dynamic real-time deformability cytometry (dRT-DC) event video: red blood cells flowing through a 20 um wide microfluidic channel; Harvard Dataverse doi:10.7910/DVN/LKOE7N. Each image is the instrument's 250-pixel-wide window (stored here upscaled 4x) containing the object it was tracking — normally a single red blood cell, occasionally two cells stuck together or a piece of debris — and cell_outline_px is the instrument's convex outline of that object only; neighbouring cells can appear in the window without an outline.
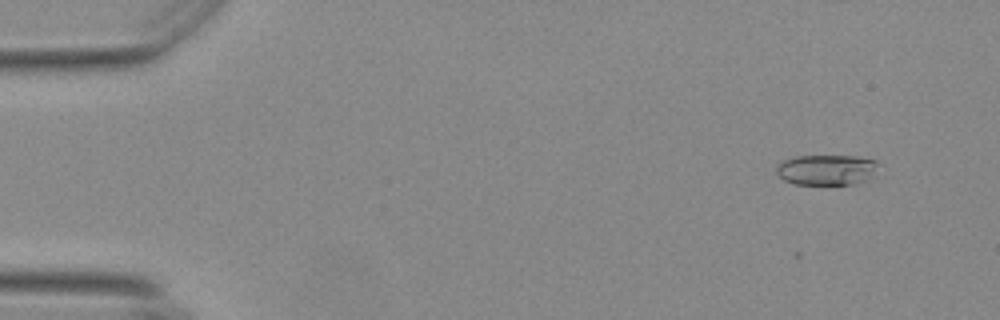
{"species": "Egyptian fruit bat (a non-hibernating species)", "species_latin": "Rousettus aegyptiacus", "temperature_condition": "warm", "stored_images_in_passage": 54, "camera_frame_rate_fps": 3000, "um_per_image_px": 0.085, "animal": {"sex": "female"}, "frame": {"image": 1, "passage_image": 2, "time_ms": 0.333, "image_size_px": [1000, 320], "cell_outline_px": [[884, 164], [864, 180], [856, 184], [792, 184], [784, 180], [776, 172], [776, 168], [784, 160], [796, 156], [856, 156], [876, 160]], "centroid_in_image_um": [70.3, 14.42], "position_along_channel_um": 14.7, "area_um2": 18.15}}
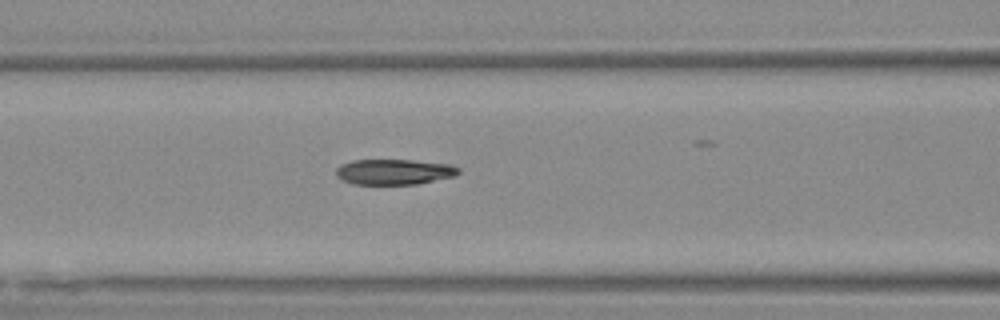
{"frame": {"image": 2, "passage_image": 21, "time_ms": 6.667, "image_size_px": [1000, 320], "cell_outline_px": [[460, 172], [456, 176], [416, 184], [352, 184], [336, 176], [336, 168], [340, 164], [352, 160], [412, 160], [452, 164], [460, 168]], "centroid_in_image_um": [33.52, 14.6], "position_along_channel_um": 133.1, "area_um2": 18.32}}
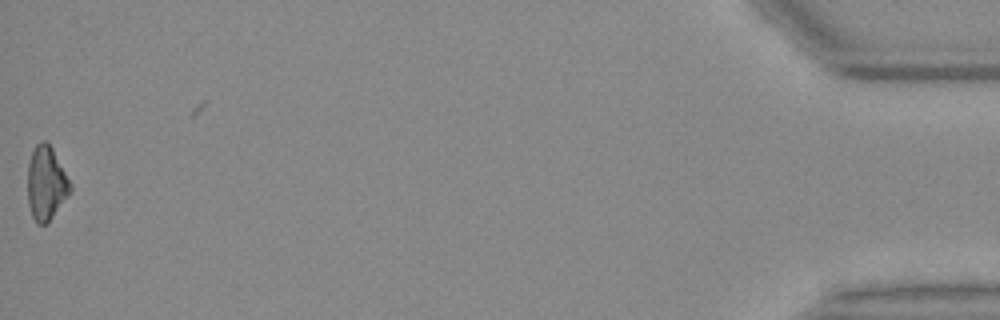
{"frame": {"image": 3, "passage_image": 53, "time_ms": 17.333, "image_size_px": [1000, 320], "cell_outline_px": [[72, 192], [52, 216], [44, 224], [36, 224], [32, 216], [28, 204], [28, 164], [32, 152], [36, 144], [40, 140], [44, 140], [52, 148], [72, 184]], "centroid_in_image_um": [3.93, 15.57], "position_along_channel_um": 431.3, "area_um2": 18.26}, "authors_computed_cell_mechanics": {"area_um2": 18.7272, "velocity_mm_per_s": 3.7138, "shape_relaxation_time_tau1_ms": 8.8566, "shape_relaxation_time_tau2_ms": 2.3017, "deformation_change_tau1": 0.2069, "deformation_change_tau2": 0.0791}}